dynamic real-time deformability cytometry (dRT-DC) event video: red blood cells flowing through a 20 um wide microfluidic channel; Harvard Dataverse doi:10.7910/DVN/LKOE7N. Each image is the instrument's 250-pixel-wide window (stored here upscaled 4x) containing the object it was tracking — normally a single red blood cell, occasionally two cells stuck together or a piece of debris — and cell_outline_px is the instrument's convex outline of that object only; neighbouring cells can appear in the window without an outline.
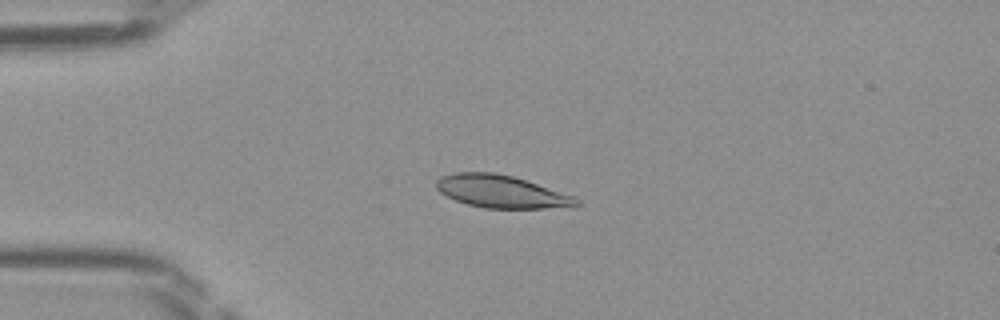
{"species": "Egyptian fruit bat (a non-hibernating species)", "species_latin": "Rousettus aegyptiacus", "temperature_condition": "room temperature", "stored_images_in_passage": 40, "camera_frame_rate_fps": 3000, "um_per_image_px": 0.085, "frame": {"image": 1, "passage_image": 4, "time_ms": 1.0, "image_size_px": [1000, 320], "cell_outline_px": [[580, 204], [576, 208], [484, 208], [468, 204], [456, 200], [440, 192], [436, 188], [436, 180], [440, 176], [456, 172], [496, 172], [512, 176], [576, 196], [580, 200]], "centroid_in_image_um": [42.68, 16.29], "position_along_channel_um": 42.3, "area_um2": 26.88}}
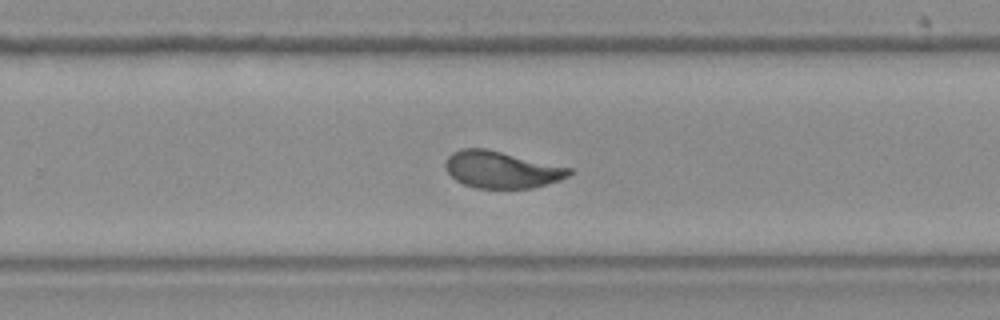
{"frame": {"image": 2, "passage_image": 23, "time_ms": 7.333, "image_size_px": [1000, 320], "cell_outline_px": [[572, 172], [568, 176], [560, 180], [532, 188], [476, 188], [464, 184], [456, 180], [444, 168], [444, 164], [448, 156], [452, 152], [460, 148], [484, 148], [572, 168]], "centroid_in_image_um": [42.6, 14.42], "position_along_channel_um": 287.2, "area_um2": 26.47}}
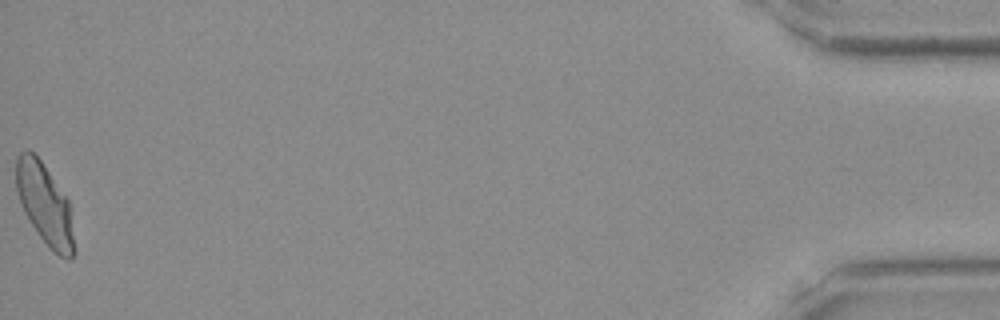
{"frame": {"image": 3, "passage_image": 40, "time_ms": 13.0, "image_size_px": [1000, 320], "cell_outline_px": [[76, 252], [72, 260], [68, 260], [52, 252], [48, 248], [24, 212], [16, 188], [16, 156], [20, 152], [28, 148], [40, 160], [68, 200]], "centroid_in_image_um": [3.81, 17.4], "position_along_channel_um": 431.4, "area_um2": 27.22}}